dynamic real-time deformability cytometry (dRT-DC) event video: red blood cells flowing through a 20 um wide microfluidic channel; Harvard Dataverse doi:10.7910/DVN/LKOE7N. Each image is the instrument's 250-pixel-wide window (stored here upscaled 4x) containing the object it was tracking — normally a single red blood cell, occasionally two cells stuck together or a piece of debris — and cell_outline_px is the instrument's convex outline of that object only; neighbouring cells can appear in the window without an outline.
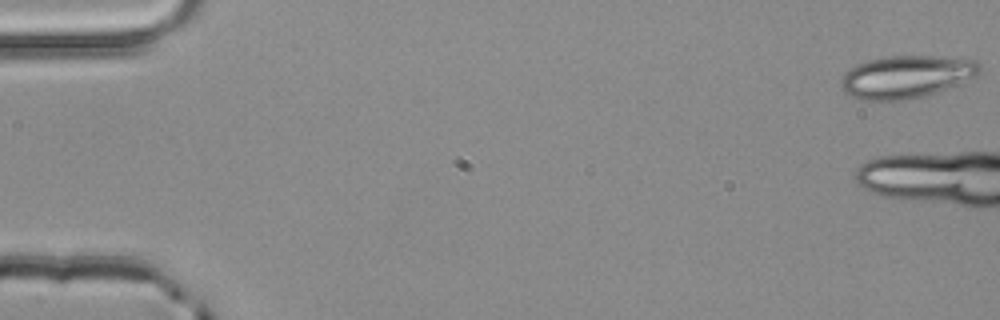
{"species": "common noctule bat (a hibernating species)", "species_latin": "Nyctalus noctula", "temperature_condition": "room temperature", "stored_images_in_passage": 6, "camera_frame_rate_fps": 3000, "um_per_image_px": 0.085, "animal": {"sex": "male", "body_mass_g": 20.4}, "frame": {"image": 1, "passage_image": 1, "time_ms": 0.0, "image_size_px": [1000, 320], "cell_outline_px": [[980, 72], [976, 76], [936, 92], [924, 96], [908, 100], [864, 100], [852, 96], [844, 92], [840, 84], [840, 80], [844, 72], [848, 68], [856, 64], [868, 60], [888, 56], [936, 56], [976, 60], [980, 64]], "centroid_in_image_um": [76.99, 6.52], "position_along_channel_um": 8.0, "area_um2": 34.39}}